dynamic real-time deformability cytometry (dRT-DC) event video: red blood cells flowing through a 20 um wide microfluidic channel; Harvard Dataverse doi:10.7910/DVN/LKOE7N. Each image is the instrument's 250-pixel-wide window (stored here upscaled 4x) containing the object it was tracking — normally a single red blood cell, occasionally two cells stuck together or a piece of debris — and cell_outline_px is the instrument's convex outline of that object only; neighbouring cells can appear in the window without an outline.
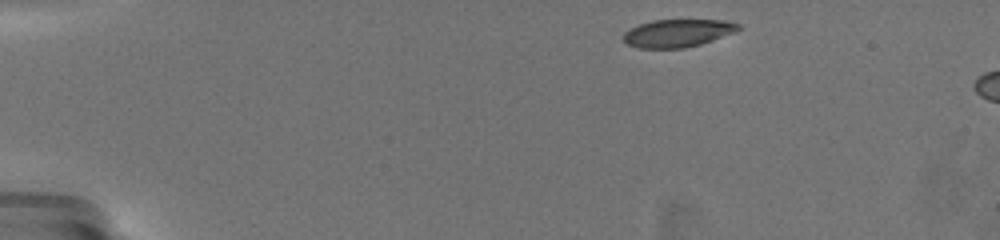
{"species": "common noctule bat (a hibernating species)", "species_latin": "Nyctalus noctula", "temperature_condition": "warm", "stored_images_in_passage": 5, "camera_frame_rate_fps": 3000, "um_per_image_px": 0.085, "animal": {"sex": "female", "body_mass_g": 19.5, "forearm_length_mm": 54.1}, "frame": {"image": 1, "passage_image": 1, "time_ms": 0.0, "image_size_px": [1000, 240], "cell_outline_px": [[740, 28], [732, 32], [712, 40], [700, 44], [684, 48], [636, 48], [628, 44], [624, 40], [624, 32], [640, 24], [652, 20], [724, 20], [740, 24]], "centroid_in_image_um": [57.57, 2.81], "position_along_channel_um": 27.4, "area_um2": 18.32}}